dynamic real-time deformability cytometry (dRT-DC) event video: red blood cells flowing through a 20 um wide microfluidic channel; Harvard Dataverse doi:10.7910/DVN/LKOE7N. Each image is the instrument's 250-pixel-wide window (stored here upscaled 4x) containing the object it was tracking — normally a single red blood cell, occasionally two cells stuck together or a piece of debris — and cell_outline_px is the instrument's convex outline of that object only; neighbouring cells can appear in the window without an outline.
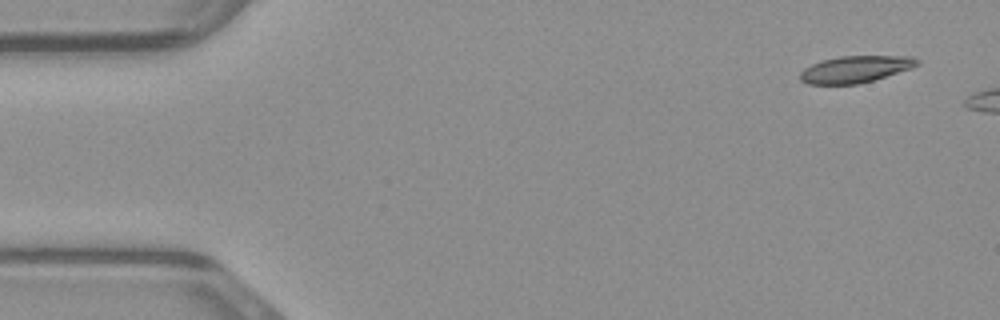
{"species": "common noctule bat (a hibernating species)", "species_latin": "Nyctalus noctula", "temperature_condition": "warm", "stored_images_in_passage": 5, "camera_frame_rate_fps": 3000, "um_per_image_px": 0.085, "animal": {"sex": "male", "body_mass_g": 23.1, "forearm_length_mm": 52.7}, "frame": {"image": 1, "passage_image": 1, "time_ms": 0.0, "image_size_px": [1000, 320], "cell_outline_px": [[920, 64], [912, 68], [872, 80], [856, 84], [808, 84], [800, 80], [800, 72], [804, 68], [820, 60], [840, 56], [912, 56], [920, 60]], "centroid_in_image_um": [72.7, 5.87], "position_along_channel_um": 12.3, "area_um2": 18.26}}